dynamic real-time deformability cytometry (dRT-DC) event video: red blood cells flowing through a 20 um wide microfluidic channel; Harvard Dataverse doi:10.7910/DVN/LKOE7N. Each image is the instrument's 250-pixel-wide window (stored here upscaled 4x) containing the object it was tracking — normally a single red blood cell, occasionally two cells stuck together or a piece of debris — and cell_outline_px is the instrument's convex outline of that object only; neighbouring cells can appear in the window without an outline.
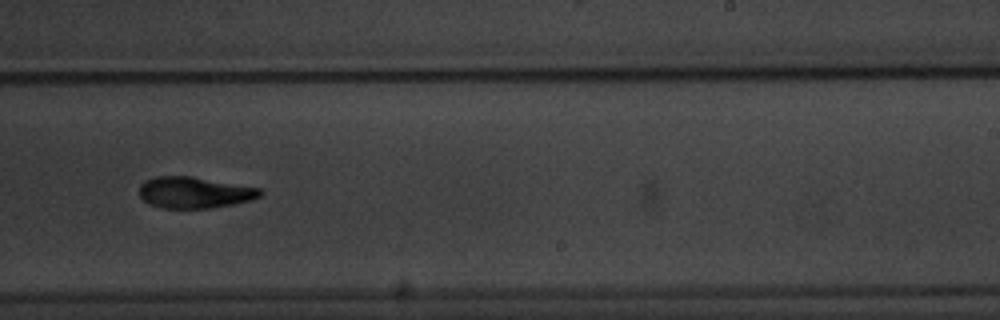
{"species": "common noctule bat (a hibernating species)", "species_latin": "Nyctalus noctula", "temperature_condition": "warm", "stored_images_in_passage": 12, "camera_frame_rate_fps": 3000, "um_per_image_px": 0.085, "animal": {"sex": "male", "body_mass_g": 20.1, "forearm_length_mm": 53.5}, "frame": {"image": 1, "passage_image": 7, "time_ms": 8.0, "image_size_px": [1000, 320], "cell_outline_px": [[264, 192], [260, 196], [252, 200], [212, 208], [160, 208], [148, 204], [140, 196], [140, 184], [144, 180], [156, 176], [192, 176], [260, 188]], "centroid_in_image_um": [16.52, 16.36], "position_along_channel_um": 272.5, "area_um2": 22.2}}
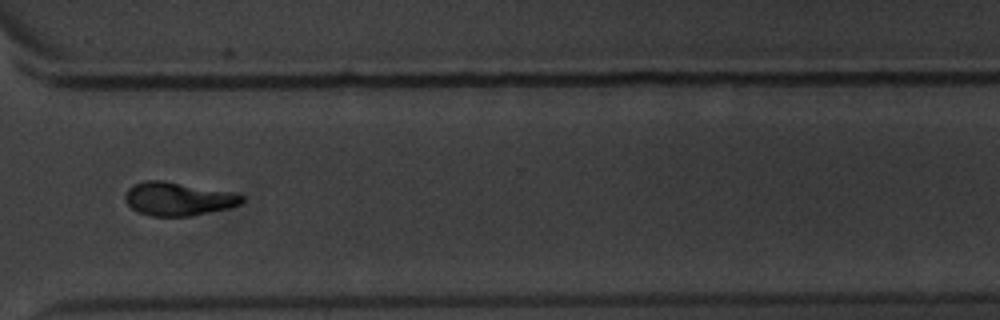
{"frame": {"image": 2, "passage_image": 9, "time_ms": 10.333, "image_size_px": [1000, 320], "cell_outline_px": [[244, 200], [240, 204], [228, 208], [188, 216], [152, 216], [136, 212], [128, 204], [124, 196], [128, 188], [144, 180], [164, 180], [244, 196]], "centroid_in_image_um": [15.06, 16.91], "position_along_channel_um": 355.5, "area_um2": 22.2}}
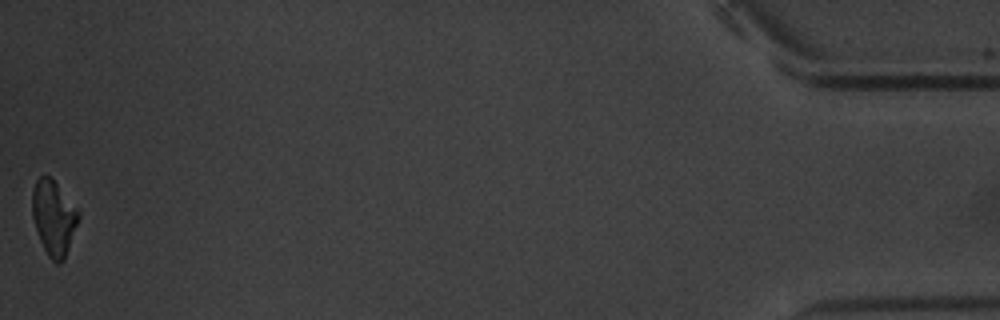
{"frame": {"image": 3, "passage_image": 12, "time_ms": 15.0, "image_size_px": [1000, 320], "cell_outline_px": [[80, 216], [64, 260], [60, 264], [56, 264], [48, 256], [40, 240], [32, 216], [32, 188], [36, 180], [40, 176], [48, 176], [56, 184], [80, 212]], "centroid_in_image_um": [4.55, 18.53], "position_along_channel_um": 430.6, "area_um2": 19.88}, "authors_computed_cell_mechanics": {"area_um2": 22.1952, "velocity_mm_per_s": 3.5596, "shape_relaxation_time_tau1_ms": 3.1884, "shape_relaxation_time_tau2_ms": 1.7979, "deformation_change_tau1": 0.1151, "deformation_change_tau2": 0.0597}}